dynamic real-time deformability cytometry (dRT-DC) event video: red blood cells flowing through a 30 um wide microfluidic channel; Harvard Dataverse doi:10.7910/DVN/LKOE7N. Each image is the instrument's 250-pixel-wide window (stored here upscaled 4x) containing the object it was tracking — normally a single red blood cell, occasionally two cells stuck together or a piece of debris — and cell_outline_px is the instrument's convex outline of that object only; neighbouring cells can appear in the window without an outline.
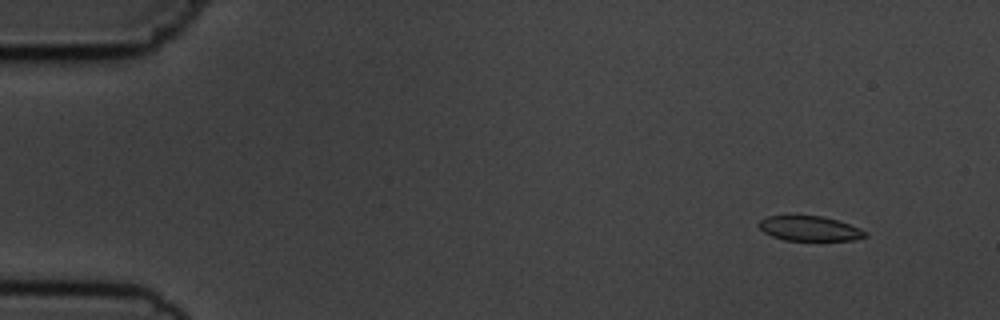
{"species": "common noctule bat (a hibernating species)", "species_latin": "Nyctalus noctula", "temperature_condition": "cold", "stored_images_in_passage": 5, "camera_frame_rate_fps": 3000, "um_per_image_px": 0.085, "animal": {"sex": "male", "body_mass_g": 19.5, "forearm_length_mm": 54.6}, "frame": {"image": 1, "passage_image": 2, "time_ms": 1.333, "image_size_px": [1000, 320], "cell_outline_px": [[868, 236], [852, 240], [784, 240], [772, 236], [764, 232], [756, 224], [760, 220], [768, 216], [820, 216], [836, 220], [860, 228], [868, 232]], "centroid_in_image_um": [68.81, 19.43], "position_along_channel_um": 16.2, "area_um2": 15.26}}
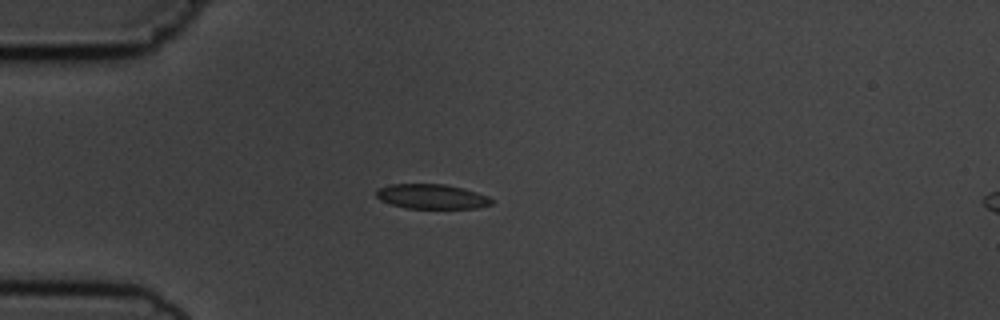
{"frame": {"image": 2, "passage_image": 5, "time_ms": 4.667, "image_size_px": [1000, 320], "cell_outline_px": [[492, 204], [476, 208], [408, 208], [392, 204], [380, 200], [376, 196], [376, 188], [392, 184], [444, 184], [476, 192], [488, 196], [492, 200]], "centroid_in_image_um": [36.66, 16.7], "position_along_channel_um": 48.3, "area_um2": 16.42}}